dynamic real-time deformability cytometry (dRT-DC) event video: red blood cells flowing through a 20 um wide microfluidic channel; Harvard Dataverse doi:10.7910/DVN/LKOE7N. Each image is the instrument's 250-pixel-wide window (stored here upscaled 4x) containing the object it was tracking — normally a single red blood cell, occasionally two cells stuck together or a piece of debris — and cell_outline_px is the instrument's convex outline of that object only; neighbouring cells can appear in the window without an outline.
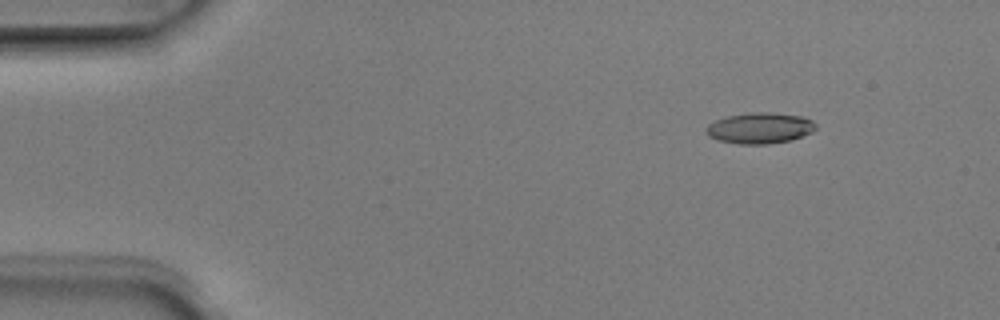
{"species": "Egyptian fruit bat (a non-hibernating species)", "species_latin": "Rousettus aegyptiacus", "temperature_condition": "room temperature", "stored_images_in_passage": 5, "camera_frame_rate_fps": 3000, "um_per_image_px": 0.085, "animal": {"sex": "male"}, "frame": {"image": 1, "passage_image": 3, "time_ms": 0.667, "image_size_px": [1000, 320], "cell_outline_px": [[816, 128], [812, 132], [792, 140], [768, 144], [740, 144], [716, 140], [708, 136], [704, 132], [704, 128], [708, 124], [716, 120], [728, 116], [752, 112], [768, 112], [800, 116], [812, 120], [816, 124]], "centroid_in_image_um": [64.55, 10.89], "position_along_channel_um": 20.4, "area_um2": 19.88}}